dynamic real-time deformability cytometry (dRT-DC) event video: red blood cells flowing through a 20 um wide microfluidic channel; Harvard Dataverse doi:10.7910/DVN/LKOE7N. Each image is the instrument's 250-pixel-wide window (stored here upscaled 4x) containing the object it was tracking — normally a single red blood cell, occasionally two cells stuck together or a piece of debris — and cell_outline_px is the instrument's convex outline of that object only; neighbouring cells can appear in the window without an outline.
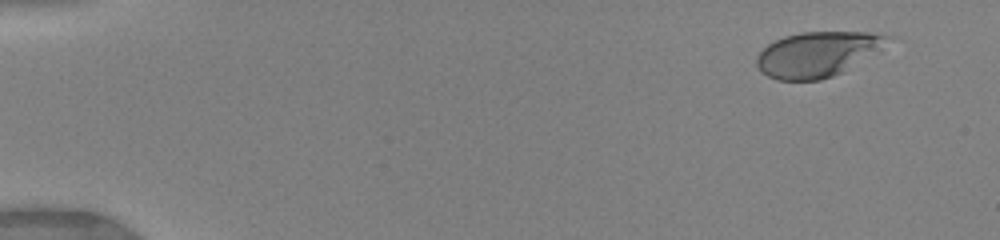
{"species": "human", "species_latin": "Homo sapiens", "temperature_condition": "warm", "stored_images_in_passage": 6, "camera_frame_rate_fps": 3000, "um_per_image_px": 0.085, "donor": {"sex": "female"}, "frame": {"image": 1, "passage_image": 2, "time_ms": 0.667, "image_size_px": [1000, 240], "cell_outline_px": [[892, 36], [840, 72], [832, 76], [820, 80], [776, 80], [760, 72], [756, 64], [756, 56], [768, 44], [784, 36], [800, 32], [868, 32]], "centroid_in_image_um": [69.28, 4.6], "position_along_channel_um": 15.7, "area_um2": 33.0}}